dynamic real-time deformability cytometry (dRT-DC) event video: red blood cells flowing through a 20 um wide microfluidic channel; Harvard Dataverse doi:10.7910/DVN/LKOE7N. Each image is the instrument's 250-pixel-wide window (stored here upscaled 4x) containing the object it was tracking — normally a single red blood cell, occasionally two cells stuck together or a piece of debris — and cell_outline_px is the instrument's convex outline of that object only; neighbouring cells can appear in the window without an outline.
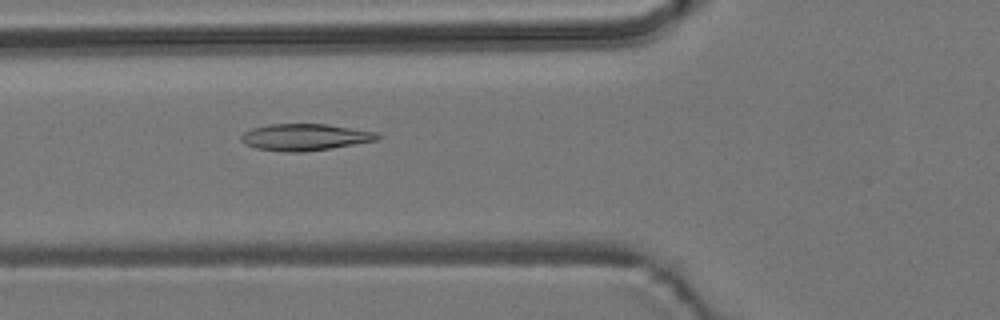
{"species": "common noctule bat (a hibernating species)", "species_latin": "Nyctalus noctula", "temperature_condition": "room temperature", "stored_images_in_passage": 55, "segment_of_instrument_passage": [1, 2], "camera_frame_rate_fps": 3000, "um_per_image_px": 0.085, "animal": {"sex": "male", "body_mass_g": 19.2, "forearm_length_mm": 51.8}, "frame": {"image": 1, "passage_image": 19, "time_ms": 6.0, "image_size_px": [1000, 320], "cell_outline_px": [[384, 136], [376, 140], [328, 148], [300, 152], [284, 152], [256, 148], [240, 140], [240, 136], [244, 132], [252, 128], [268, 124], [328, 124], [376, 132]], "centroid_in_image_um": [25.91, 11.64], "position_along_channel_um": 99.9, "area_um2": 20.98}}
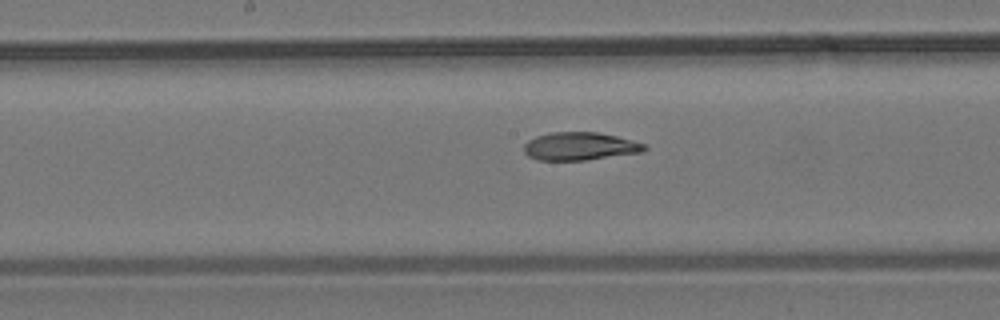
{"frame": {"image": 2, "passage_image": 27, "time_ms": 8.667, "image_size_px": [1000, 320], "cell_outline_px": [[648, 148], [640, 152], [584, 160], [540, 160], [528, 156], [524, 152], [524, 144], [528, 140], [536, 136], [552, 132], [596, 132], [616, 136], [632, 140], [644, 144]], "centroid_in_image_um": [49.25, 12.43], "position_along_channel_um": 198.9, "area_um2": 19.42}}
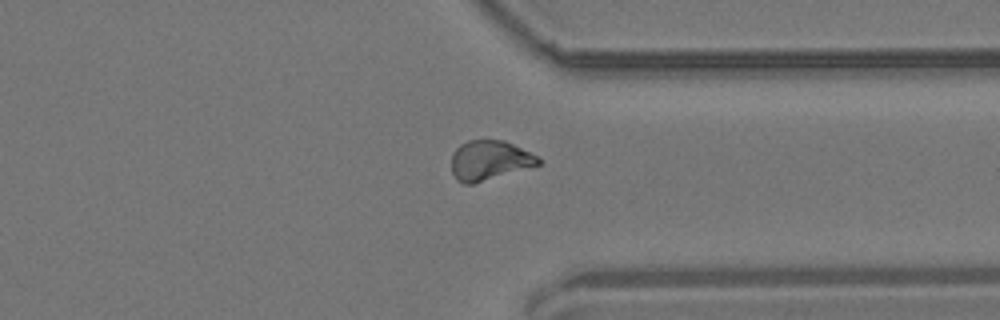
{"frame": {"image": 3, "passage_image": 41, "time_ms": 13.333, "image_size_px": [1000, 320], "cell_outline_px": [[544, 160], [540, 164], [472, 184], [464, 184], [456, 180], [452, 172], [452, 152], [460, 144], [468, 140], [504, 140]], "centroid_in_image_um": [41.57, 13.63], "position_along_channel_um": 369.8, "area_um2": 19.88}}